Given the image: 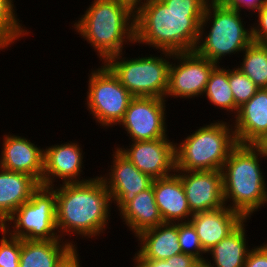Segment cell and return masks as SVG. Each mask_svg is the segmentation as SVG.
<instances>
[{
	"instance_id": "1",
	"label": "cell",
	"mask_w": 267,
	"mask_h": 267,
	"mask_svg": "<svg viewBox=\"0 0 267 267\" xmlns=\"http://www.w3.org/2000/svg\"><path fill=\"white\" fill-rule=\"evenodd\" d=\"M209 0H149L135 13V43L159 51H194Z\"/></svg>"
},
{
	"instance_id": "2",
	"label": "cell",
	"mask_w": 267,
	"mask_h": 267,
	"mask_svg": "<svg viewBox=\"0 0 267 267\" xmlns=\"http://www.w3.org/2000/svg\"><path fill=\"white\" fill-rule=\"evenodd\" d=\"M59 237L75 235L89 240L104 234L111 216V196L102 178L54 185ZM107 227V228H106ZM65 238V239H64Z\"/></svg>"
},
{
	"instance_id": "3",
	"label": "cell",
	"mask_w": 267,
	"mask_h": 267,
	"mask_svg": "<svg viewBox=\"0 0 267 267\" xmlns=\"http://www.w3.org/2000/svg\"><path fill=\"white\" fill-rule=\"evenodd\" d=\"M262 157L267 159L258 145L237 144L221 170L225 205L249 220L267 204V181L259 163Z\"/></svg>"
},
{
	"instance_id": "4",
	"label": "cell",
	"mask_w": 267,
	"mask_h": 267,
	"mask_svg": "<svg viewBox=\"0 0 267 267\" xmlns=\"http://www.w3.org/2000/svg\"><path fill=\"white\" fill-rule=\"evenodd\" d=\"M88 7L72 27L103 63L135 44V13L129 7L117 0H93Z\"/></svg>"
},
{
	"instance_id": "5",
	"label": "cell",
	"mask_w": 267,
	"mask_h": 267,
	"mask_svg": "<svg viewBox=\"0 0 267 267\" xmlns=\"http://www.w3.org/2000/svg\"><path fill=\"white\" fill-rule=\"evenodd\" d=\"M241 16L240 11L222 5L217 0H209L194 51L217 64L227 55L243 52L253 42V38L251 26L245 28Z\"/></svg>"
},
{
	"instance_id": "6",
	"label": "cell",
	"mask_w": 267,
	"mask_h": 267,
	"mask_svg": "<svg viewBox=\"0 0 267 267\" xmlns=\"http://www.w3.org/2000/svg\"><path fill=\"white\" fill-rule=\"evenodd\" d=\"M230 121L213 120L176 143V171H221L238 144Z\"/></svg>"
},
{
	"instance_id": "7",
	"label": "cell",
	"mask_w": 267,
	"mask_h": 267,
	"mask_svg": "<svg viewBox=\"0 0 267 267\" xmlns=\"http://www.w3.org/2000/svg\"><path fill=\"white\" fill-rule=\"evenodd\" d=\"M157 52L161 54L145 57L139 55L138 58L132 59L125 57L122 52L110 57L105 64L133 97L165 99L172 53Z\"/></svg>"
},
{
	"instance_id": "8",
	"label": "cell",
	"mask_w": 267,
	"mask_h": 267,
	"mask_svg": "<svg viewBox=\"0 0 267 267\" xmlns=\"http://www.w3.org/2000/svg\"><path fill=\"white\" fill-rule=\"evenodd\" d=\"M1 227L19 239H61L56 227L55 189L40 185Z\"/></svg>"
},
{
	"instance_id": "9",
	"label": "cell",
	"mask_w": 267,
	"mask_h": 267,
	"mask_svg": "<svg viewBox=\"0 0 267 267\" xmlns=\"http://www.w3.org/2000/svg\"><path fill=\"white\" fill-rule=\"evenodd\" d=\"M99 67L89 71L85 104L93 120L107 129L122 121L133 96L105 63Z\"/></svg>"
},
{
	"instance_id": "10",
	"label": "cell",
	"mask_w": 267,
	"mask_h": 267,
	"mask_svg": "<svg viewBox=\"0 0 267 267\" xmlns=\"http://www.w3.org/2000/svg\"><path fill=\"white\" fill-rule=\"evenodd\" d=\"M165 98L193 99L205 92L213 69L218 65L195 51L172 53ZM177 60V61H176Z\"/></svg>"
},
{
	"instance_id": "11",
	"label": "cell",
	"mask_w": 267,
	"mask_h": 267,
	"mask_svg": "<svg viewBox=\"0 0 267 267\" xmlns=\"http://www.w3.org/2000/svg\"><path fill=\"white\" fill-rule=\"evenodd\" d=\"M165 102L163 98L133 97L118 125L127 131L132 142L169 138Z\"/></svg>"
},
{
	"instance_id": "12",
	"label": "cell",
	"mask_w": 267,
	"mask_h": 267,
	"mask_svg": "<svg viewBox=\"0 0 267 267\" xmlns=\"http://www.w3.org/2000/svg\"><path fill=\"white\" fill-rule=\"evenodd\" d=\"M175 144L169 138H159L136 141L127 147L117 146V149L142 173L158 179L176 171Z\"/></svg>"
},
{
	"instance_id": "13",
	"label": "cell",
	"mask_w": 267,
	"mask_h": 267,
	"mask_svg": "<svg viewBox=\"0 0 267 267\" xmlns=\"http://www.w3.org/2000/svg\"><path fill=\"white\" fill-rule=\"evenodd\" d=\"M113 160L106 175L101 174L111 201L120 211L141 191L148 189L153 179L138 170L118 149L114 148Z\"/></svg>"
},
{
	"instance_id": "14",
	"label": "cell",
	"mask_w": 267,
	"mask_h": 267,
	"mask_svg": "<svg viewBox=\"0 0 267 267\" xmlns=\"http://www.w3.org/2000/svg\"><path fill=\"white\" fill-rule=\"evenodd\" d=\"M180 177L192 214L226 206L222 171H175Z\"/></svg>"
},
{
	"instance_id": "15",
	"label": "cell",
	"mask_w": 267,
	"mask_h": 267,
	"mask_svg": "<svg viewBox=\"0 0 267 267\" xmlns=\"http://www.w3.org/2000/svg\"><path fill=\"white\" fill-rule=\"evenodd\" d=\"M45 148L42 186L53 187L59 179L62 183L90 180L83 177L80 179L83 172L82 168H84L83 156L85 153L77 141H69L60 145L54 144Z\"/></svg>"
},
{
	"instance_id": "16",
	"label": "cell",
	"mask_w": 267,
	"mask_h": 267,
	"mask_svg": "<svg viewBox=\"0 0 267 267\" xmlns=\"http://www.w3.org/2000/svg\"><path fill=\"white\" fill-rule=\"evenodd\" d=\"M3 136L0 167L30 175L41 185L44 170V149L24 136L11 135V133Z\"/></svg>"
},
{
	"instance_id": "17",
	"label": "cell",
	"mask_w": 267,
	"mask_h": 267,
	"mask_svg": "<svg viewBox=\"0 0 267 267\" xmlns=\"http://www.w3.org/2000/svg\"><path fill=\"white\" fill-rule=\"evenodd\" d=\"M233 119L237 143L258 145L267 135V88H260Z\"/></svg>"
},
{
	"instance_id": "18",
	"label": "cell",
	"mask_w": 267,
	"mask_h": 267,
	"mask_svg": "<svg viewBox=\"0 0 267 267\" xmlns=\"http://www.w3.org/2000/svg\"><path fill=\"white\" fill-rule=\"evenodd\" d=\"M245 218L224 206L214 210L195 213L189 222L194 226L205 252L233 232Z\"/></svg>"
},
{
	"instance_id": "19",
	"label": "cell",
	"mask_w": 267,
	"mask_h": 267,
	"mask_svg": "<svg viewBox=\"0 0 267 267\" xmlns=\"http://www.w3.org/2000/svg\"><path fill=\"white\" fill-rule=\"evenodd\" d=\"M152 186L164 223L189 222L193 214L189 209L181 179L176 173L153 179Z\"/></svg>"
},
{
	"instance_id": "20",
	"label": "cell",
	"mask_w": 267,
	"mask_h": 267,
	"mask_svg": "<svg viewBox=\"0 0 267 267\" xmlns=\"http://www.w3.org/2000/svg\"><path fill=\"white\" fill-rule=\"evenodd\" d=\"M135 238L140 248L132 259L165 260L182 253L178 241V223H162Z\"/></svg>"
},
{
	"instance_id": "21",
	"label": "cell",
	"mask_w": 267,
	"mask_h": 267,
	"mask_svg": "<svg viewBox=\"0 0 267 267\" xmlns=\"http://www.w3.org/2000/svg\"><path fill=\"white\" fill-rule=\"evenodd\" d=\"M40 184L30 175L0 167V226L25 202Z\"/></svg>"
},
{
	"instance_id": "22",
	"label": "cell",
	"mask_w": 267,
	"mask_h": 267,
	"mask_svg": "<svg viewBox=\"0 0 267 267\" xmlns=\"http://www.w3.org/2000/svg\"><path fill=\"white\" fill-rule=\"evenodd\" d=\"M120 219L136 237L141 232L164 223L155 201L153 186L139 192L120 211Z\"/></svg>"
},
{
	"instance_id": "23",
	"label": "cell",
	"mask_w": 267,
	"mask_h": 267,
	"mask_svg": "<svg viewBox=\"0 0 267 267\" xmlns=\"http://www.w3.org/2000/svg\"><path fill=\"white\" fill-rule=\"evenodd\" d=\"M245 219L233 232L206 252L212 256V262L204 260L206 267H244L245 260L251 250L248 246ZM247 240V241H246Z\"/></svg>"
},
{
	"instance_id": "24",
	"label": "cell",
	"mask_w": 267,
	"mask_h": 267,
	"mask_svg": "<svg viewBox=\"0 0 267 267\" xmlns=\"http://www.w3.org/2000/svg\"><path fill=\"white\" fill-rule=\"evenodd\" d=\"M73 246H76L75 242L69 239H21L19 267H55Z\"/></svg>"
},
{
	"instance_id": "25",
	"label": "cell",
	"mask_w": 267,
	"mask_h": 267,
	"mask_svg": "<svg viewBox=\"0 0 267 267\" xmlns=\"http://www.w3.org/2000/svg\"><path fill=\"white\" fill-rule=\"evenodd\" d=\"M220 66L218 64L213 69L203 96H206L214 107L226 110V114L229 112L228 115L234 114L233 117H235L239 107L235 104L232 89L228 82V69L224 68L225 66Z\"/></svg>"
},
{
	"instance_id": "26",
	"label": "cell",
	"mask_w": 267,
	"mask_h": 267,
	"mask_svg": "<svg viewBox=\"0 0 267 267\" xmlns=\"http://www.w3.org/2000/svg\"><path fill=\"white\" fill-rule=\"evenodd\" d=\"M242 53L236 67L259 88H267V43L252 42Z\"/></svg>"
},
{
	"instance_id": "27",
	"label": "cell",
	"mask_w": 267,
	"mask_h": 267,
	"mask_svg": "<svg viewBox=\"0 0 267 267\" xmlns=\"http://www.w3.org/2000/svg\"><path fill=\"white\" fill-rule=\"evenodd\" d=\"M14 2L15 0H0V45L4 50L31 33L17 18Z\"/></svg>"
},
{
	"instance_id": "28",
	"label": "cell",
	"mask_w": 267,
	"mask_h": 267,
	"mask_svg": "<svg viewBox=\"0 0 267 267\" xmlns=\"http://www.w3.org/2000/svg\"><path fill=\"white\" fill-rule=\"evenodd\" d=\"M228 82L234 96L235 104L240 108L260 89L247 75L234 66L228 68Z\"/></svg>"
},
{
	"instance_id": "29",
	"label": "cell",
	"mask_w": 267,
	"mask_h": 267,
	"mask_svg": "<svg viewBox=\"0 0 267 267\" xmlns=\"http://www.w3.org/2000/svg\"><path fill=\"white\" fill-rule=\"evenodd\" d=\"M178 241L182 253L192 255L198 261H204L203 250L194 226L190 222L178 223Z\"/></svg>"
},
{
	"instance_id": "30",
	"label": "cell",
	"mask_w": 267,
	"mask_h": 267,
	"mask_svg": "<svg viewBox=\"0 0 267 267\" xmlns=\"http://www.w3.org/2000/svg\"><path fill=\"white\" fill-rule=\"evenodd\" d=\"M0 267H19L21 239L11 236L0 226Z\"/></svg>"
},
{
	"instance_id": "31",
	"label": "cell",
	"mask_w": 267,
	"mask_h": 267,
	"mask_svg": "<svg viewBox=\"0 0 267 267\" xmlns=\"http://www.w3.org/2000/svg\"><path fill=\"white\" fill-rule=\"evenodd\" d=\"M255 14H258L255 15L258 20L251 24L253 42L267 43V3L265 2Z\"/></svg>"
},
{
	"instance_id": "32",
	"label": "cell",
	"mask_w": 267,
	"mask_h": 267,
	"mask_svg": "<svg viewBox=\"0 0 267 267\" xmlns=\"http://www.w3.org/2000/svg\"><path fill=\"white\" fill-rule=\"evenodd\" d=\"M244 267H267V243L251 248Z\"/></svg>"
},
{
	"instance_id": "33",
	"label": "cell",
	"mask_w": 267,
	"mask_h": 267,
	"mask_svg": "<svg viewBox=\"0 0 267 267\" xmlns=\"http://www.w3.org/2000/svg\"><path fill=\"white\" fill-rule=\"evenodd\" d=\"M220 4L228 6L232 9H236L242 12V7L252 11L253 13L256 12L264 3L265 0H217Z\"/></svg>"
},
{
	"instance_id": "34",
	"label": "cell",
	"mask_w": 267,
	"mask_h": 267,
	"mask_svg": "<svg viewBox=\"0 0 267 267\" xmlns=\"http://www.w3.org/2000/svg\"><path fill=\"white\" fill-rule=\"evenodd\" d=\"M79 252L77 246H73L56 264L55 267H82L80 265Z\"/></svg>"
},
{
	"instance_id": "35",
	"label": "cell",
	"mask_w": 267,
	"mask_h": 267,
	"mask_svg": "<svg viewBox=\"0 0 267 267\" xmlns=\"http://www.w3.org/2000/svg\"><path fill=\"white\" fill-rule=\"evenodd\" d=\"M133 267H173L172 257L165 260L133 259Z\"/></svg>"
},
{
	"instance_id": "36",
	"label": "cell",
	"mask_w": 267,
	"mask_h": 267,
	"mask_svg": "<svg viewBox=\"0 0 267 267\" xmlns=\"http://www.w3.org/2000/svg\"><path fill=\"white\" fill-rule=\"evenodd\" d=\"M197 261L192 255L184 253L172 256L173 267H192Z\"/></svg>"
},
{
	"instance_id": "37",
	"label": "cell",
	"mask_w": 267,
	"mask_h": 267,
	"mask_svg": "<svg viewBox=\"0 0 267 267\" xmlns=\"http://www.w3.org/2000/svg\"><path fill=\"white\" fill-rule=\"evenodd\" d=\"M118 2L129 7L134 13H136L142 6H144L149 0H117Z\"/></svg>"
},
{
	"instance_id": "38",
	"label": "cell",
	"mask_w": 267,
	"mask_h": 267,
	"mask_svg": "<svg viewBox=\"0 0 267 267\" xmlns=\"http://www.w3.org/2000/svg\"><path fill=\"white\" fill-rule=\"evenodd\" d=\"M258 146L263 150L265 155L267 156V135L266 137L258 144Z\"/></svg>"
},
{
	"instance_id": "39",
	"label": "cell",
	"mask_w": 267,
	"mask_h": 267,
	"mask_svg": "<svg viewBox=\"0 0 267 267\" xmlns=\"http://www.w3.org/2000/svg\"><path fill=\"white\" fill-rule=\"evenodd\" d=\"M192 267H206L204 261H197Z\"/></svg>"
}]
</instances>
